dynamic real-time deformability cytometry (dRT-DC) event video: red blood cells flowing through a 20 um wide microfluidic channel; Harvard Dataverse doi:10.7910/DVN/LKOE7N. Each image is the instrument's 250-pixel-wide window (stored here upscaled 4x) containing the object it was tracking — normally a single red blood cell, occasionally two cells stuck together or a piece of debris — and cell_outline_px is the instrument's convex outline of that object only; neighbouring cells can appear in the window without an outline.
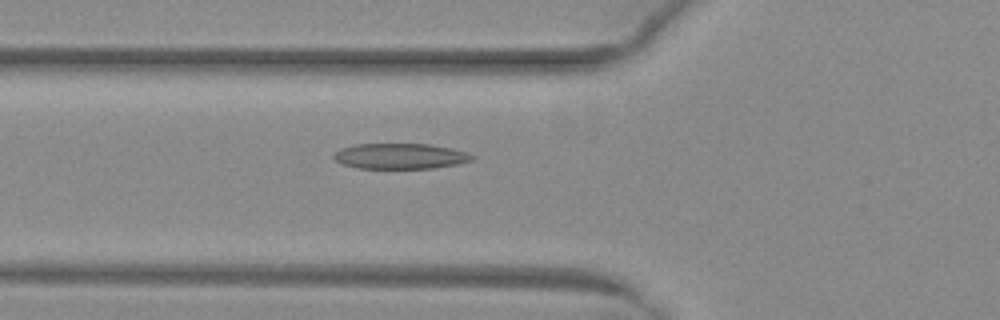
{"species": "common noctule bat (a hibernating species)", "species_latin": "Nyctalus noctula", "temperature_condition": "warm", "stored_images_in_passage": 31, "camera_frame_rate_fps": 3000, "um_per_image_px": 0.085, "animal": {"sex": "female", "body_mass_g": 29.2, "forearm_length_mm": 56.3}, "frame": {"image": 1, "passage_image": 3, "time_ms": 0.667, "image_size_px": [1000, 320], "cell_outline_px": [[476, 156], [472, 160], [460, 164], [432, 168], [356, 168], [344, 164], [336, 160], [332, 156], [340, 148], [356, 144], [432, 144], [452, 148]], "centroid_in_image_um": [34.04, 13.27], "position_along_channel_um": 91.8, "area_um2": 20.58}}
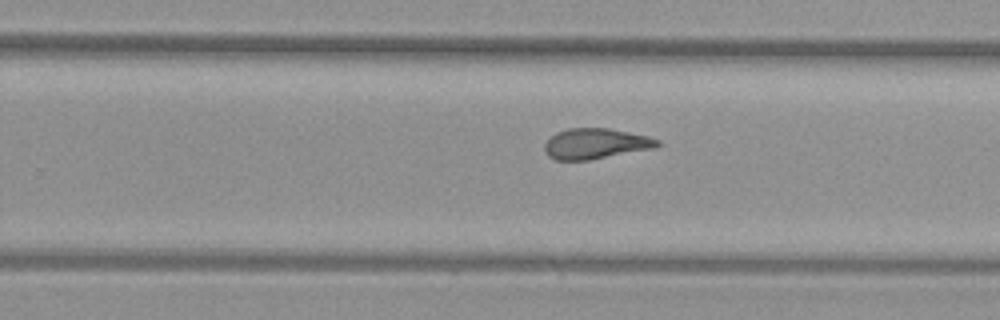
{"frame": {"image": 2, "passage_image": 17, "time_ms": 5.333, "image_size_px": [1000, 320], "cell_outline_px": [[660, 144], [656, 148], [588, 160], [556, 160], [548, 156], [544, 152], [544, 144], [556, 132], [568, 128], [608, 128], [648, 136], [660, 140]], "centroid_in_image_um": [50.62, 12.21], "position_along_channel_um": 279.2, "area_um2": 20.11}}
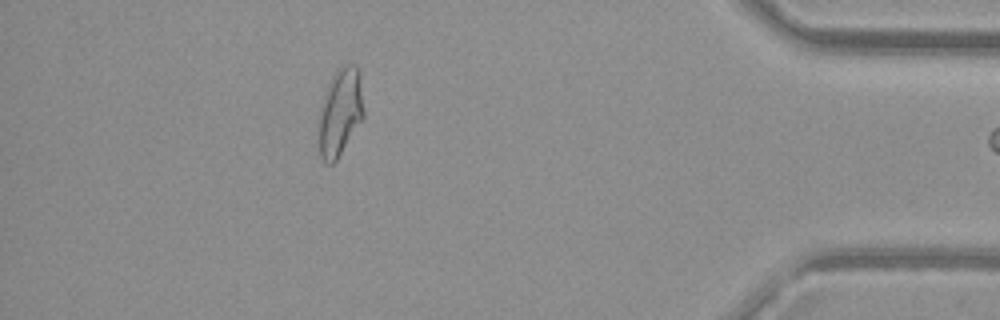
{"frame": {"image": 3, "passage_image": 30, "time_ms": 9.667, "image_size_px": [1000, 320], "cell_outline_px": [[364, 116], [336, 160], [332, 164], [324, 164], [320, 156], [316, 136], [316, 124], [320, 104], [328, 84], [336, 68], [340, 64], [356, 64], [360, 72], [364, 112]], "centroid_in_image_um": [28.85, 9.52], "position_along_channel_um": 406.3, "area_um2": 23.87}}